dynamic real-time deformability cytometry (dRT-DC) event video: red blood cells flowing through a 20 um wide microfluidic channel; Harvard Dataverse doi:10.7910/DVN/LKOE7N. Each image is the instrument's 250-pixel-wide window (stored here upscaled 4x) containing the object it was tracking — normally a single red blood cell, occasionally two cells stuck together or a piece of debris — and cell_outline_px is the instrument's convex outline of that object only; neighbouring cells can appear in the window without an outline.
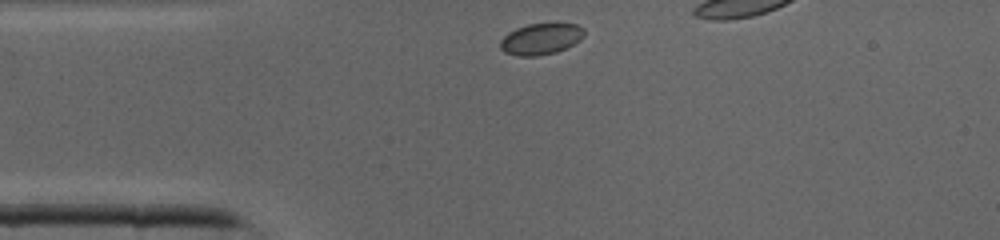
{"species": "common noctule bat (a hibernating species)", "species_latin": "Nyctalus noctula", "temperature_condition": "cold", "stored_images_in_passage": 20, "camera_frame_rate_fps": 3000, "um_per_image_px": 0.085, "animal": {"sex": "male", "body_mass_g": 19.0, "forearm_length_mm": 50.8}, "frame": {"image": 1, "passage_image": 1, "time_ms": 0.0, "image_size_px": [1000, 240], "cell_outline_px": [[584, 36], [580, 40], [556, 52], [536, 56], [516, 56], [504, 52], [500, 48], [500, 40], [508, 32], [516, 28], [528, 24], [556, 20], [576, 24], [584, 28]], "centroid_in_image_um": [45.99, 3.25], "position_along_channel_um": 39.0, "area_um2": 15.9}}
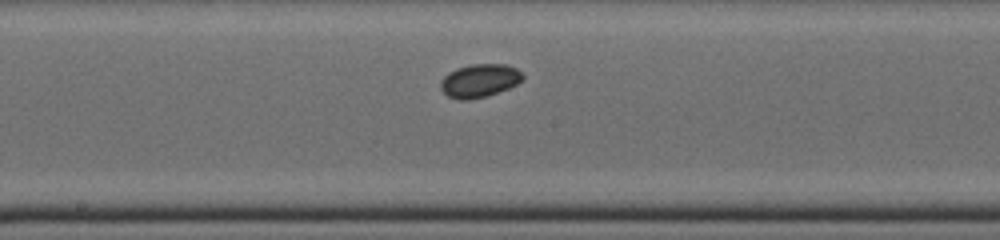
{"frame": {"image": 2, "passage_image": 13, "time_ms": 4.0, "image_size_px": [1000, 240], "cell_outline_px": [[524, 80], [508, 88], [488, 96], [468, 100], [460, 100], [448, 96], [440, 88], [440, 80], [448, 72], [456, 68], [472, 64], [504, 64], [516, 68], [524, 76]], "centroid_in_image_um": [40.75, 6.86], "position_along_channel_um": 207.5, "area_um2": 16.01}}
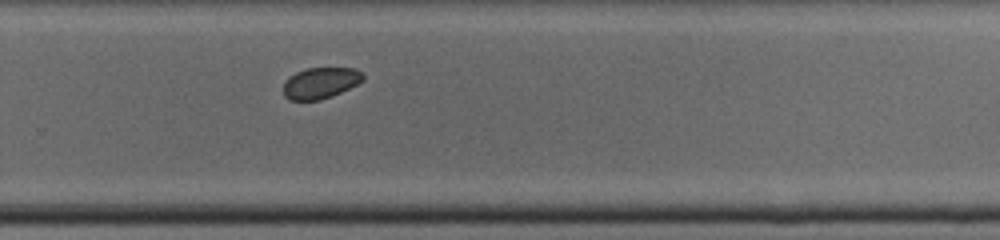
{"frame": {"image": 3, "passage_image": 19, "time_ms": 6.0, "image_size_px": [1000, 240], "cell_outline_px": [[364, 80], [332, 96], [320, 100], [292, 100], [284, 96], [284, 84], [288, 76], [296, 72], [308, 68], [356, 68], [364, 72]], "centroid_in_image_um": [27.25, 7.04], "position_along_channel_um": 302.5, "area_um2": 14.45}}